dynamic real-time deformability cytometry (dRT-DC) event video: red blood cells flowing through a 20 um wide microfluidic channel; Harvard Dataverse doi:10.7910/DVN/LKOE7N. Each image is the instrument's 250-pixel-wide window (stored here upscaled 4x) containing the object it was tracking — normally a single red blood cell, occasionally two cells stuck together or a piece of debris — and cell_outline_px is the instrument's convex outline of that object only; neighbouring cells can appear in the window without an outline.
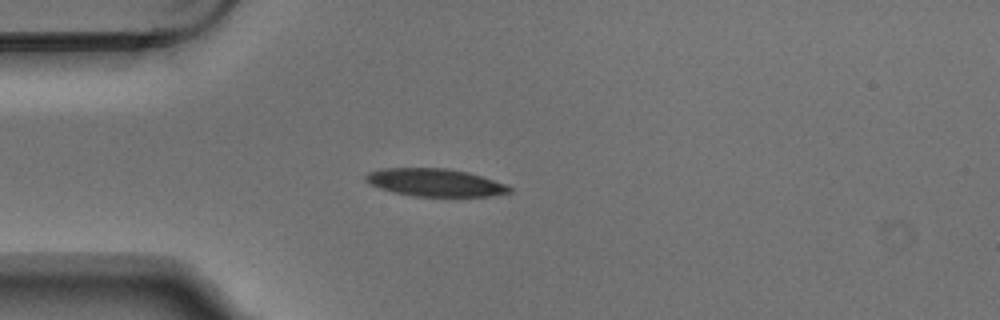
{"species": "Egyptian fruit bat (a non-hibernating species)", "species_latin": "Rousettus aegyptiacus", "temperature_condition": "warm", "stored_images_in_passage": 2, "camera_frame_rate_fps": 3000, "um_per_image_px": 0.085, "animal": {"sex": "male"}, "frame": {"image": 1, "passage_image": 2, "time_ms": 0.333, "image_size_px": [1000, 320], "cell_outline_px": [[512, 192], [488, 196], [412, 196], [392, 192], [368, 184], [364, 180], [364, 176], [368, 172], [380, 168], [444, 168], [468, 172], [504, 184], [512, 188]], "centroid_in_image_um": [36.9, 15.51], "position_along_channel_um": 48.1, "area_um2": 23.18}}